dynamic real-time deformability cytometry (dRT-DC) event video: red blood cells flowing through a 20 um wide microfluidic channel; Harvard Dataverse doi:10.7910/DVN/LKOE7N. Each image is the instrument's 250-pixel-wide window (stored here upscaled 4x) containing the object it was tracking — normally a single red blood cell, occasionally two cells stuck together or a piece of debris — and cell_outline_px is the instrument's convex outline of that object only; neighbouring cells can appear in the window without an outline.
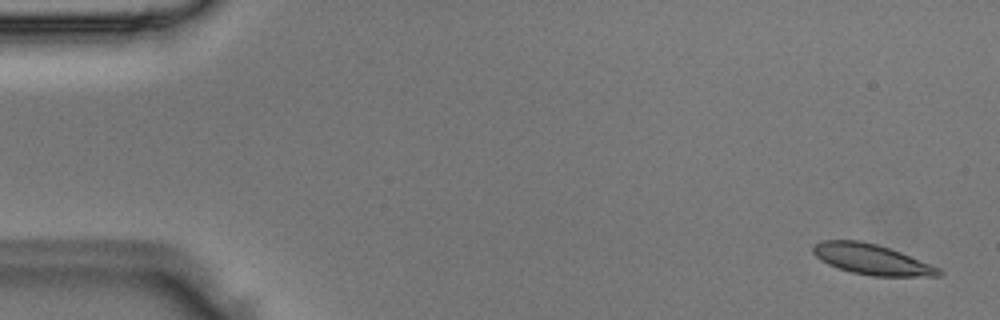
{"species": "Egyptian fruit bat (a non-hibernating species)", "species_latin": "Rousettus aegyptiacus", "temperature_condition": "room temperature", "stored_images_in_passage": 5, "camera_frame_rate_fps": 3000, "um_per_image_px": 0.085, "animal": {"sex": "male"}, "frame": {"image": 1, "passage_image": 1, "time_ms": 0.0, "image_size_px": [1000, 320], "cell_outline_px": [[944, 272], [940, 276], [872, 276], [852, 272], [828, 264], [820, 260], [812, 252], [812, 244], [824, 240], [860, 240], [876, 244], [900, 252], [940, 268]], "centroid_in_image_um": [74.08, 22.04], "position_along_channel_um": 10.9, "area_um2": 22.2}}
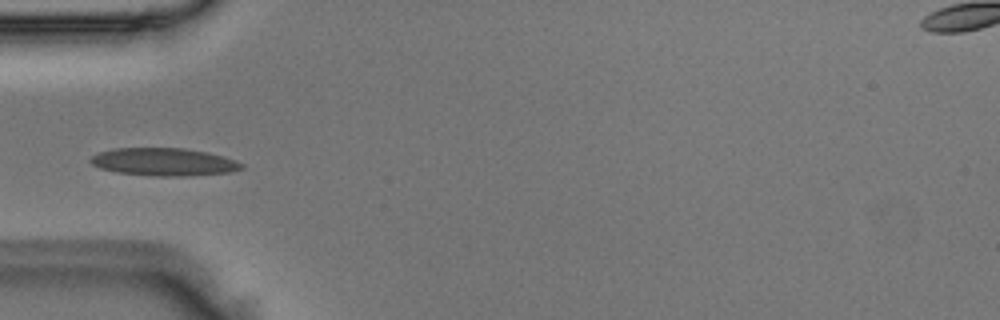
{"frame": {"image": 2, "passage_image": 5, "time_ms": 1.333, "image_size_px": [1000, 320], "cell_outline_px": [[244, 168], [228, 172], [188, 176], [156, 176], [116, 172], [100, 168], [92, 164], [88, 160], [92, 156], [100, 152], [112, 148], [184, 148], [204, 152], [220, 156], [244, 164]], "centroid_in_image_um": [13.87, 13.76], "position_along_channel_um": 71.1, "area_um2": 24.16}}